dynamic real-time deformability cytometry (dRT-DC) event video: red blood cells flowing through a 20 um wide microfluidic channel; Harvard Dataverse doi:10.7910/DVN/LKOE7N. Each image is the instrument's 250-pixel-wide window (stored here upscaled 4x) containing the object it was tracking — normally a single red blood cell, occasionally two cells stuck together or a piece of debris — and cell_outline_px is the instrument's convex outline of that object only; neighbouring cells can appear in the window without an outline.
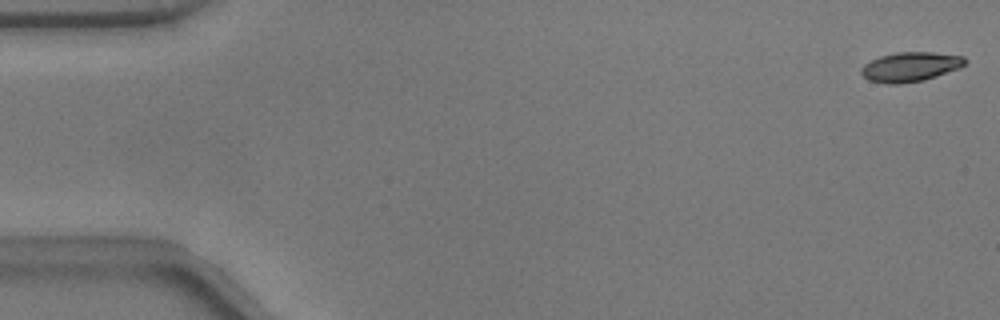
{"species": "common noctule bat (a hibernating species)", "species_latin": "Nyctalus noctula", "temperature_condition": "warm", "stored_images_in_passage": 53, "camera_frame_rate_fps": 3000, "um_per_image_px": 0.085, "animal": {"sex": "male", "body_mass_g": 17.9}, "frame": {"image": 1, "passage_image": 1, "time_ms": 0.0, "image_size_px": [1000, 320], "cell_outline_px": [[968, 60], [960, 68], [924, 80], [900, 84], [884, 84], [868, 80], [860, 72], [860, 68], [864, 64], [880, 56], [896, 52], [932, 52], [964, 56]], "centroid_in_image_um": [77.37, 5.68], "position_along_channel_um": 7.6, "area_um2": 17.98}}
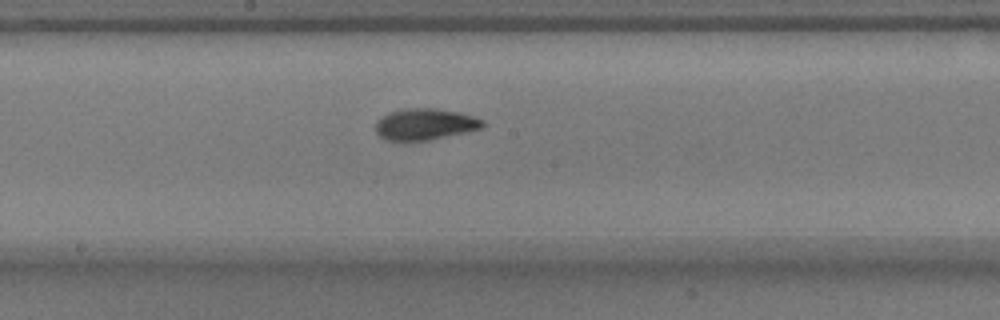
{"frame": {"image": 2, "passage_image": 28, "time_ms": 9.0, "image_size_px": [1000, 320], "cell_outline_px": [[484, 124], [480, 128], [464, 132], [428, 140], [384, 140], [376, 132], [376, 120], [388, 112], [404, 108], [432, 108], [460, 112], [476, 116], [484, 120]], "centroid_in_image_um": [36.1, 10.54], "position_along_channel_um": 212.1, "area_um2": 19.54}}
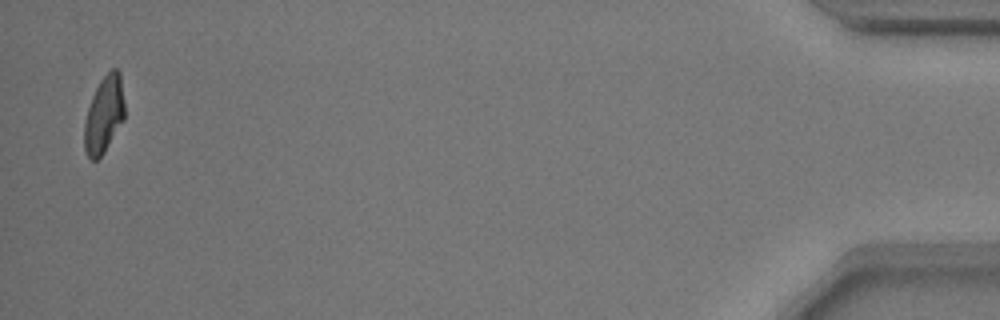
{"frame": {"image": 3, "passage_image": 52, "time_ms": 17.0, "image_size_px": [1000, 320], "cell_outline_px": [[124, 120], [104, 152], [96, 160], [92, 160], [88, 156], [84, 148], [84, 124], [88, 108], [92, 96], [100, 80], [112, 68], [116, 68], [120, 72], [124, 104]], "centroid_in_image_um": [8.84, 9.74], "position_along_channel_um": 426.4, "area_um2": 17.92}, "authors_computed_cell_mechanics": {"area_um2": 18.6694, "velocity_mm_per_s": 3.7993, "shape_relaxation_time_tau1_ms": 2.8435, "shape_relaxation_time_tau2_ms": 2.8244, "deformation_change_tau1": 0.1605, "deformation_change_tau2": 0.091}}